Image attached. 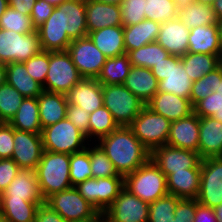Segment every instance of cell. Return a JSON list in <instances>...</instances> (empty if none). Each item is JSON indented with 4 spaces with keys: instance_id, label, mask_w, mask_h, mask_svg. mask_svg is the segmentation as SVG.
I'll return each instance as SVG.
<instances>
[{
    "instance_id": "cell-10",
    "label": "cell",
    "mask_w": 222,
    "mask_h": 222,
    "mask_svg": "<svg viewBox=\"0 0 222 222\" xmlns=\"http://www.w3.org/2000/svg\"><path fill=\"white\" fill-rule=\"evenodd\" d=\"M81 79L67 51L49 52V68L43 91L66 94Z\"/></svg>"
},
{
    "instance_id": "cell-45",
    "label": "cell",
    "mask_w": 222,
    "mask_h": 222,
    "mask_svg": "<svg viewBox=\"0 0 222 222\" xmlns=\"http://www.w3.org/2000/svg\"><path fill=\"white\" fill-rule=\"evenodd\" d=\"M89 151L84 150L70 154V180L72 187L92 178Z\"/></svg>"
},
{
    "instance_id": "cell-5",
    "label": "cell",
    "mask_w": 222,
    "mask_h": 222,
    "mask_svg": "<svg viewBox=\"0 0 222 222\" xmlns=\"http://www.w3.org/2000/svg\"><path fill=\"white\" fill-rule=\"evenodd\" d=\"M104 106L118 126L128 127L146 105L123 84L102 85Z\"/></svg>"
},
{
    "instance_id": "cell-25",
    "label": "cell",
    "mask_w": 222,
    "mask_h": 222,
    "mask_svg": "<svg viewBox=\"0 0 222 222\" xmlns=\"http://www.w3.org/2000/svg\"><path fill=\"white\" fill-rule=\"evenodd\" d=\"M200 179L201 168L173 171L166 177L168 193L181 199H196L200 189Z\"/></svg>"
},
{
    "instance_id": "cell-18",
    "label": "cell",
    "mask_w": 222,
    "mask_h": 222,
    "mask_svg": "<svg viewBox=\"0 0 222 222\" xmlns=\"http://www.w3.org/2000/svg\"><path fill=\"white\" fill-rule=\"evenodd\" d=\"M65 95L68 104L80 106L88 113L104 106L102 84L96 79L82 78Z\"/></svg>"
},
{
    "instance_id": "cell-23",
    "label": "cell",
    "mask_w": 222,
    "mask_h": 222,
    "mask_svg": "<svg viewBox=\"0 0 222 222\" xmlns=\"http://www.w3.org/2000/svg\"><path fill=\"white\" fill-rule=\"evenodd\" d=\"M88 34L105 27L120 26V5L85 0Z\"/></svg>"
},
{
    "instance_id": "cell-36",
    "label": "cell",
    "mask_w": 222,
    "mask_h": 222,
    "mask_svg": "<svg viewBox=\"0 0 222 222\" xmlns=\"http://www.w3.org/2000/svg\"><path fill=\"white\" fill-rule=\"evenodd\" d=\"M127 54L132 66L149 69L170 55L157 41L151 42L136 50H131Z\"/></svg>"
},
{
    "instance_id": "cell-35",
    "label": "cell",
    "mask_w": 222,
    "mask_h": 222,
    "mask_svg": "<svg viewBox=\"0 0 222 222\" xmlns=\"http://www.w3.org/2000/svg\"><path fill=\"white\" fill-rule=\"evenodd\" d=\"M180 59L192 82L212 72L218 67L220 61L217 55L191 52H187Z\"/></svg>"
},
{
    "instance_id": "cell-6",
    "label": "cell",
    "mask_w": 222,
    "mask_h": 222,
    "mask_svg": "<svg viewBox=\"0 0 222 222\" xmlns=\"http://www.w3.org/2000/svg\"><path fill=\"white\" fill-rule=\"evenodd\" d=\"M44 202L67 222H92L101 215L75 187L55 193Z\"/></svg>"
},
{
    "instance_id": "cell-62",
    "label": "cell",
    "mask_w": 222,
    "mask_h": 222,
    "mask_svg": "<svg viewBox=\"0 0 222 222\" xmlns=\"http://www.w3.org/2000/svg\"><path fill=\"white\" fill-rule=\"evenodd\" d=\"M8 7H9L8 0H0V17L3 15V13Z\"/></svg>"
},
{
    "instance_id": "cell-46",
    "label": "cell",
    "mask_w": 222,
    "mask_h": 222,
    "mask_svg": "<svg viewBox=\"0 0 222 222\" xmlns=\"http://www.w3.org/2000/svg\"><path fill=\"white\" fill-rule=\"evenodd\" d=\"M194 113L199 117H212L222 123V94L212 92L194 106Z\"/></svg>"
},
{
    "instance_id": "cell-40",
    "label": "cell",
    "mask_w": 222,
    "mask_h": 222,
    "mask_svg": "<svg viewBox=\"0 0 222 222\" xmlns=\"http://www.w3.org/2000/svg\"><path fill=\"white\" fill-rule=\"evenodd\" d=\"M89 137L96 136L95 139H100L103 136L109 135L119 126L115 122L111 113L105 106H102L90 113L89 117Z\"/></svg>"
},
{
    "instance_id": "cell-39",
    "label": "cell",
    "mask_w": 222,
    "mask_h": 222,
    "mask_svg": "<svg viewBox=\"0 0 222 222\" xmlns=\"http://www.w3.org/2000/svg\"><path fill=\"white\" fill-rule=\"evenodd\" d=\"M222 80V72L218 66L212 72L203 75L199 80L193 82L190 102L193 107L200 101L205 99L212 92H216L217 86Z\"/></svg>"
},
{
    "instance_id": "cell-52",
    "label": "cell",
    "mask_w": 222,
    "mask_h": 222,
    "mask_svg": "<svg viewBox=\"0 0 222 222\" xmlns=\"http://www.w3.org/2000/svg\"><path fill=\"white\" fill-rule=\"evenodd\" d=\"M195 213L196 199H180L175 210L173 222H193Z\"/></svg>"
},
{
    "instance_id": "cell-26",
    "label": "cell",
    "mask_w": 222,
    "mask_h": 222,
    "mask_svg": "<svg viewBox=\"0 0 222 222\" xmlns=\"http://www.w3.org/2000/svg\"><path fill=\"white\" fill-rule=\"evenodd\" d=\"M159 81L151 69L132 66L123 85L147 104L158 92Z\"/></svg>"
},
{
    "instance_id": "cell-38",
    "label": "cell",
    "mask_w": 222,
    "mask_h": 222,
    "mask_svg": "<svg viewBox=\"0 0 222 222\" xmlns=\"http://www.w3.org/2000/svg\"><path fill=\"white\" fill-rule=\"evenodd\" d=\"M23 97L17 89L5 83L0 86V122L9 123L22 104Z\"/></svg>"
},
{
    "instance_id": "cell-64",
    "label": "cell",
    "mask_w": 222,
    "mask_h": 222,
    "mask_svg": "<svg viewBox=\"0 0 222 222\" xmlns=\"http://www.w3.org/2000/svg\"><path fill=\"white\" fill-rule=\"evenodd\" d=\"M217 26H218V33H219L220 43H221V46H222V19L218 21Z\"/></svg>"
},
{
    "instance_id": "cell-31",
    "label": "cell",
    "mask_w": 222,
    "mask_h": 222,
    "mask_svg": "<svg viewBox=\"0 0 222 222\" xmlns=\"http://www.w3.org/2000/svg\"><path fill=\"white\" fill-rule=\"evenodd\" d=\"M160 26V23L145 19L138 24L123 27L126 53L157 41Z\"/></svg>"
},
{
    "instance_id": "cell-20",
    "label": "cell",
    "mask_w": 222,
    "mask_h": 222,
    "mask_svg": "<svg viewBox=\"0 0 222 222\" xmlns=\"http://www.w3.org/2000/svg\"><path fill=\"white\" fill-rule=\"evenodd\" d=\"M146 106L170 122L180 120L194 112L189 99L163 91H158Z\"/></svg>"
},
{
    "instance_id": "cell-27",
    "label": "cell",
    "mask_w": 222,
    "mask_h": 222,
    "mask_svg": "<svg viewBox=\"0 0 222 222\" xmlns=\"http://www.w3.org/2000/svg\"><path fill=\"white\" fill-rule=\"evenodd\" d=\"M192 85L180 57L170 55V72L164 80L159 81L158 91L189 99Z\"/></svg>"
},
{
    "instance_id": "cell-61",
    "label": "cell",
    "mask_w": 222,
    "mask_h": 222,
    "mask_svg": "<svg viewBox=\"0 0 222 222\" xmlns=\"http://www.w3.org/2000/svg\"><path fill=\"white\" fill-rule=\"evenodd\" d=\"M88 1H96L112 5H121V3L123 2V0H88Z\"/></svg>"
},
{
    "instance_id": "cell-12",
    "label": "cell",
    "mask_w": 222,
    "mask_h": 222,
    "mask_svg": "<svg viewBox=\"0 0 222 222\" xmlns=\"http://www.w3.org/2000/svg\"><path fill=\"white\" fill-rule=\"evenodd\" d=\"M67 52L82 78L97 79L107 59L89 36L72 40Z\"/></svg>"
},
{
    "instance_id": "cell-29",
    "label": "cell",
    "mask_w": 222,
    "mask_h": 222,
    "mask_svg": "<svg viewBox=\"0 0 222 222\" xmlns=\"http://www.w3.org/2000/svg\"><path fill=\"white\" fill-rule=\"evenodd\" d=\"M88 36L107 58L126 53L122 25L105 27L97 31H92Z\"/></svg>"
},
{
    "instance_id": "cell-58",
    "label": "cell",
    "mask_w": 222,
    "mask_h": 222,
    "mask_svg": "<svg viewBox=\"0 0 222 222\" xmlns=\"http://www.w3.org/2000/svg\"><path fill=\"white\" fill-rule=\"evenodd\" d=\"M178 12L186 9L189 5H191L192 3H195L196 0H173Z\"/></svg>"
},
{
    "instance_id": "cell-24",
    "label": "cell",
    "mask_w": 222,
    "mask_h": 222,
    "mask_svg": "<svg viewBox=\"0 0 222 222\" xmlns=\"http://www.w3.org/2000/svg\"><path fill=\"white\" fill-rule=\"evenodd\" d=\"M188 51L191 53H204L222 57L217 24L197 26L190 29L188 37Z\"/></svg>"
},
{
    "instance_id": "cell-28",
    "label": "cell",
    "mask_w": 222,
    "mask_h": 222,
    "mask_svg": "<svg viewBox=\"0 0 222 222\" xmlns=\"http://www.w3.org/2000/svg\"><path fill=\"white\" fill-rule=\"evenodd\" d=\"M37 101L42 129L66 118L68 102L65 94L43 91Z\"/></svg>"
},
{
    "instance_id": "cell-30",
    "label": "cell",
    "mask_w": 222,
    "mask_h": 222,
    "mask_svg": "<svg viewBox=\"0 0 222 222\" xmlns=\"http://www.w3.org/2000/svg\"><path fill=\"white\" fill-rule=\"evenodd\" d=\"M6 83L23 97L37 98L43 92L42 85L30 76L22 62L6 64Z\"/></svg>"
},
{
    "instance_id": "cell-42",
    "label": "cell",
    "mask_w": 222,
    "mask_h": 222,
    "mask_svg": "<svg viewBox=\"0 0 222 222\" xmlns=\"http://www.w3.org/2000/svg\"><path fill=\"white\" fill-rule=\"evenodd\" d=\"M144 11L146 19L160 24L178 17V10L173 0H145Z\"/></svg>"
},
{
    "instance_id": "cell-17",
    "label": "cell",
    "mask_w": 222,
    "mask_h": 222,
    "mask_svg": "<svg viewBox=\"0 0 222 222\" xmlns=\"http://www.w3.org/2000/svg\"><path fill=\"white\" fill-rule=\"evenodd\" d=\"M200 118L193 112L171 122L167 145L198 152Z\"/></svg>"
},
{
    "instance_id": "cell-8",
    "label": "cell",
    "mask_w": 222,
    "mask_h": 222,
    "mask_svg": "<svg viewBox=\"0 0 222 222\" xmlns=\"http://www.w3.org/2000/svg\"><path fill=\"white\" fill-rule=\"evenodd\" d=\"M171 122L146 105L129 126L134 135L151 152L167 144Z\"/></svg>"
},
{
    "instance_id": "cell-32",
    "label": "cell",
    "mask_w": 222,
    "mask_h": 222,
    "mask_svg": "<svg viewBox=\"0 0 222 222\" xmlns=\"http://www.w3.org/2000/svg\"><path fill=\"white\" fill-rule=\"evenodd\" d=\"M9 124L17 130L41 134L42 128L37 98L25 97Z\"/></svg>"
},
{
    "instance_id": "cell-59",
    "label": "cell",
    "mask_w": 222,
    "mask_h": 222,
    "mask_svg": "<svg viewBox=\"0 0 222 222\" xmlns=\"http://www.w3.org/2000/svg\"><path fill=\"white\" fill-rule=\"evenodd\" d=\"M212 8L215 12L216 18L217 20H221L222 19V0H215Z\"/></svg>"
},
{
    "instance_id": "cell-49",
    "label": "cell",
    "mask_w": 222,
    "mask_h": 222,
    "mask_svg": "<svg viewBox=\"0 0 222 222\" xmlns=\"http://www.w3.org/2000/svg\"><path fill=\"white\" fill-rule=\"evenodd\" d=\"M90 113L81 109L80 106L68 104L66 118L82 133L89 138V118Z\"/></svg>"
},
{
    "instance_id": "cell-70",
    "label": "cell",
    "mask_w": 222,
    "mask_h": 222,
    "mask_svg": "<svg viewBox=\"0 0 222 222\" xmlns=\"http://www.w3.org/2000/svg\"><path fill=\"white\" fill-rule=\"evenodd\" d=\"M221 69V72H222V57L220 58V61H219V65H218Z\"/></svg>"
},
{
    "instance_id": "cell-53",
    "label": "cell",
    "mask_w": 222,
    "mask_h": 222,
    "mask_svg": "<svg viewBox=\"0 0 222 222\" xmlns=\"http://www.w3.org/2000/svg\"><path fill=\"white\" fill-rule=\"evenodd\" d=\"M55 6L45 0H37L30 15L33 26L37 29L45 23Z\"/></svg>"
},
{
    "instance_id": "cell-3",
    "label": "cell",
    "mask_w": 222,
    "mask_h": 222,
    "mask_svg": "<svg viewBox=\"0 0 222 222\" xmlns=\"http://www.w3.org/2000/svg\"><path fill=\"white\" fill-rule=\"evenodd\" d=\"M34 172L44 201L51 195L72 187L69 175L70 154L44 150Z\"/></svg>"
},
{
    "instance_id": "cell-7",
    "label": "cell",
    "mask_w": 222,
    "mask_h": 222,
    "mask_svg": "<svg viewBox=\"0 0 222 222\" xmlns=\"http://www.w3.org/2000/svg\"><path fill=\"white\" fill-rule=\"evenodd\" d=\"M41 137L45 151L72 154L87 148L86 135L67 118L43 128Z\"/></svg>"
},
{
    "instance_id": "cell-15",
    "label": "cell",
    "mask_w": 222,
    "mask_h": 222,
    "mask_svg": "<svg viewBox=\"0 0 222 222\" xmlns=\"http://www.w3.org/2000/svg\"><path fill=\"white\" fill-rule=\"evenodd\" d=\"M102 215L109 222H148L149 204L124 187Z\"/></svg>"
},
{
    "instance_id": "cell-21",
    "label": "cell",
    "mask_w": 222,
    "mask_h": 222,
    "mask_svg": "<svg viewBox=\"0 0 222 222\" xmlns=\"http://www.w3.org/2000/svg\"><path fill=\"white\" fill-rule=\"evenodd\" d=\"M0 199H23L30 202H44L39 191L35 172L31 169H21L6 190L0 194Z\"/></svg>"
},
{
    "instance_id": "cell-16",
    "label": "cell",
    "mask_w": 222,
    "mask_h": 222,
    "mask_svg": "<svg viewBox=\"0 0 222 222\" xmlns=\"http://www.w3.org/2000/svg\"><path fill=\"white\" fill-rule=\"evenodd\" d=\"M13 161L21 169L35 170L43 154L41 134L14 129Z\"/></svg>"
},
{
    "instance_id": "cell-60",
    "label": "cell",
    "mask_w": 222,
    "mask_h": 222,
    "mask_svg": "<svg viewBox=\"0 0 222 222\" xmlns=\"http://www.w3.org/2000/svg\"><path fill=\"white\" fill-rule=\"evenodd\" d=\"M6 83V64L0 63V86Z\"/></svg>"
},
{
    "instance_id": "cell-69",
    "label": "cell",
    "mask_w": 222,
    "mask_h": 222,
    "mask_svg": "<svg viewBox=\"0 0 222 222\" xmlns=\"http://www.w3.org/2000/svg\"><path fill=\"white\" fill-rule=\"evenodd\" d=\"M0 222H6L5 218L3 217L1 211H0Z\"/></svg>"
},
{
    "instance_id": "cell-63",
    "label": "cell",
    "mask_w": 222,
    "mask_h": 222,
    "mask_svg": "<svg viewBox=\"0 0 222 222\" xmlns=\"http://www.w3.org/2000/svg\"><path fill=\"white\" fill-rule=\"evenodd\" d=\"M219 222H222V204L214 209Z\"/></svg>"
},
{
    "instance_id": "cell-55",
    "label": "cell",
    "mask_w": 222,
    "mask_h": 222,
    "mask_svg": "<svg viewBox=\"0 0 222 222\" xmlns=\"http://www.w3.org/2000/svg\"><path fill=\"white\" fill-rule=\"evenodd\" d=\"M193 222H219L215 210L199 204L196 200V213Z\"/></svg>"
},
{
    "instance_id": "cell-54",
    "label": "cell",
    "mask_w": 222,
    "mask_h": 222,
    "mask_svg": "<svg viewBox=\"0 0 222 222\" xmlns=\"http://www.w3.org/2000/svg\"><path fill=\"white\" fill-rule=\"evenodd\" d=\"M34 222H67L45 202L39 205Z\"/></svg>"
},
{
    "instance_id": "cell-65",
    "label": "cell",
    "mask_w": 222,
    "mask_h": 222,
    "mask_svg": "<svg viewBox=\"0 0 222 222\" xmlns=\"http://www.w3.org/2000/svg\"><path fill=\"white\" fill-rule=\"evenodd\" d=\"M47 1L48 3L54 5V6H58V5H61L62 3H64L65 1L67 0H45Z\"/></svg>"
},
{
    "instance_id": "cell-9",
    "label": "cell",
    "mask_w": 222,
    "mask_h": 222,
    "mask_svg": "<svg viewBox=\"0 0 222 222\" xmlns=\"http://www.w3.org/2000/svg\"><path fill=\"white\" fill-rule=\"evenodd\" d=\"M41 51L37 30L29 34H21L0 29V63H23Z\"/></svg>"
},
{
    "instance_id": "cell-4",
    "label": "cell",
    "mask_w": 222,
    "mask_h": 222,
    "mask_svg": "<svg viewBox=\"0 0 222 222\" xmlns=\"http://www.w3.org/2000/svg\"><path fill=\"white\" fill-rule=\"evenodd\" d=\"M124 187L148 204L169 194L166 176L151 158L124 177Z\"/></svg>"
},
{
    "instance_id": "cell-68",
    "label": "cell",
    "mask_w": 222,
    "mask_h": 222,
    "mask_svg": "<svg viewBox=\"0 0 222 222\" xmlns=\"http://www.w3.org/2000/svg\"><path fill=\"white\" fill-rule=\"evenodd\" d=\"M216 92H219V93L222 94V80H221V82L219 83V85L217 86Z\"/></svg>"
},
{
    "instance_id": "cell-33",
    "label": "cell",
    "mask_w": 222,
    "mask_h": 222,
    "mask_svg": "<svg viewBox=\"0 0 222 222\" xmlns=\"http://www.w3.org/2000/svg\"><path fill=\"white\" fill-rule=\"evenodd\" d=\"M42 203L23 199H0V211L7 222H34L37 209Z\"/></svg>"
},
{
    "instance_id": "cell-43",
    "label": "cell",
    "mask_w": 222,
    "mask_h": 222,
    "mask_svg": "<svg viewBox=\"0 0 222 222\" xmlns=\"http://www.w3.org/2000/svg\"><path fill=\"white\" fill-rule=\"evenodd\" d=\"M0 29L12 30L21 34H29L36 31L29 15H25L11 7H8L0 17Z\"/></svg>"
},
{
    "instance_id": "cell-34",
    "label": "cell",
    "mask_w": 222,
    "mask_h": 222,
    "mask_svg": "<svg viewBox=\"0 0 222 222\" xmlns=\"http://www.w3.org/2000/svg\"><path fill=\"white\" fill-rule=\"evenodd\" d=\"M131 67L127 53L107 58L96 80L102 85L123 84Z\"/></svg>"
},
{
    "instance_id": "cell-41",
    "label": "cell",
    "mask_w": 222,
    "mask_h": 222,
    "mask_svg": "<svg viewBox=\"0 0 222 222\" xmlns=\"http://www.w3.org/2000/svg\"><path fill=\"white\" fill-rule=\"evenodd\" d=\"M180 199L168 194L150 203L148 222H173L175 210Z\"/></svg>"
},
{
    "instance_id": "cell-19",
    "label": "cell",
    "mask_w": 222,
    "mask_h": 222,
    "mask_svg": "<svg viewBox=\"0 0 222 222\" xmlns=\"http://www.w3.org/2000/svg\"><path fill=\"white\" fill-rule=\"evenodd\" d=\"M190 29L178 18L161 23L157 42L170 54L182 57L188 51Z\"/></svg>"
},
{
    "instance_id": "cell-66",
    "label": "cell",
    "mask_w": 222,
    "mask_h": 222,
    "mask_svg": "<svg viewBox=\"0 0 222 222\" xmlns=\"http://www.w3.org/2000/svg\"><path fill=\"white\" fill-rule=\"evenodd\" d=\"M215 0H196L197 3L212 6Z\"/></svg>"
},
{
    "instance_id": "cell-47",
    "label": "cell",
    "mask_w": 222,
    "mask_h": 222,
    "mask_svg": "<svg viewBox=\"0 0 222 222\" xmlns=\"http://www.w3.org/2000/svg\"><path fill=\"white\" fill-rule=\"evenodd\" d=\"M145 0H123L120 5L121 23L128 27L146 19Z\"/></svg>"
},
{
    "instance_id": "cell-1",
    "label": "cell",
    "mask_w": 222,
    "mask_h": 222,
    "mask_svg": "<svg viewBox=\"0 0 222 222\" xmlns=\"http://www.w3.org/2000/svg\"><path fill=\"white\" fill-rule=\"evenodd\" d=\"M36 30L42 51H67L72 40L88 36L85 0H67L55 6Z\"/></svg>"
},
{
    "instance_id": "cell-2",
    "label": "cell",
    "mask_w": 222,
    "mask_h": 222,
    "mask_svg": "<svg viewBox=\"0 0 222 222\" xmlns=\"http://www.w3.org/2000/svg\"><path fill=\"white\" fill-rule=\"evenodd\" d=\"M97 141L113 163L117 173L124 177L146 163L151 156V152L134 135L129 126H119Z\"/></svg>"
},
{
    "instance_id": "cell-51",
    "label": "cell",
    "mask_w": 222,
    "mask_h": 222,
    "mask_svg": "<svg viewBox=\"0 0 222 222\" xmlns=\"http://www.w3.org/2000/svg\"><path fill=\"white\" fill-rule=\"evenodd\" d=\"M21 168L11 158L0 159V194L9 186Z\"/></svg>"
},
{
    "instance_id": "cell-56",
    "label": "cell",
    "mask_w": 222,
    "mask_h": 222,
    "mask_svg": "<svg viewBox=\"0 0 222 222\" xmlns=\"http://www.w3.org/2000/svg\"><path fill=\"white\" fill-rule=\"evenodd\" d=\"M36 1L37 0H8V3L9 7L30 16Z\"/></svg>"
},
{
    "instance_id": "cell-48",
    "label": "cell",
    "mask_w": 222,
    "mask_h": 222,
    "mask_svg": "<svg viewBox=\"0 0 222 222\" xmlns=\"http://www.w3.org/2000/svg\"><path fill=\"white\" fill-rule=\"evenodd\" d=\"M23 63L30 76L43 86L49 68V52L41 51Z\"/></svg>"
},
{
    "instance_id": "cell-37",
    "label": "cell",
    "mask_w": 222,
    "mask_h": 222,
    "mask_svg": "<svg viewBox=\"0 0 222 222\" xmlns=\"http://www.w3.org/2000/svg\"><path fill=\"white\" fill-rule=\"evenodd\" d=\"M178 18L189 28L217 24L215 12L210 5L192 3L186 9L178 12Z\"/></svg>"
},
{
    "instance_id": "cell-11",
    "label": "cell",
    "mask_w": 222,
    "mask_h": 222,
    "mask_svg": "<svg viewBox=\"0 0 222 222\" xmlns=\"http://www.w3.org/2000/svg\"><path fill=\"white\" fill-rule=\"evenodd\" d=\"M75 188L100 214H103L124 188V176L88 178Z\"/></svg>"
},
{
    "instance_id": "cell-67",
    "label": "cell",
    "mask_w": 222,
    "mask_h": 222,
    "mask_svg": "<svg viewBox=\"0 0 222 222\" xmlns=\"http://www.w3.org/2000/svg\"><path fill=\"white\" fill-rule=\"evenodd\" d=\"M92 222H109L102 214Z\"/></svg>"
},
{
    "instance_id": "cell-13",
    "label": "cell",
    "mask_w": 222,
    "mask_h": 222,
    "mask_svg": "<svg viewBox=\"0 0 222 222\" xmlns=\"http://www.w3.org/2000/svg\"><path fill=\"white\" fill-rule=\"evenodd\" d=\"M196 200L213 209L222 204V157L202 160L200 189Z\"/></svg>"
},
{
    "instance_id": "cell-50",
    "label": "cell",
    "mask_w": 222,
    "mask_h": 222,
    "mask_svg": "<svg viewBox=\"0 0 222 222\" xmlns=\"http://www.w3.org/2000/svg\"><path fill=\"white\" fill-rule=\"evenodd\" d=\"M14 128L5 122L0 123V159L12 158L14 149Z\"/></svg>"
},
{
    "instance_id": "cell-44",
    "label": "cell",
    "mask_w": 222,
    "mask_h": 222,
    "mask_svg": "<svg viewBox=\"0 0 222 222\" xmlns=\"http://www.w3.org/2000/svg\"><path fill=\"white\" fill-rule=\"evenodd\" d=\"M89 151V158L91 164L92 178H107L119 175L107 157L106 152L99 145H95L93 148H86Z\"/></svg>"
},
{
    "instance_id": "cell-14",
    "label": "cell",
    "mask_w": 222,
    "mask_h": 222,
    "mask_svg": "<svg viewBox=\"0 0 222 222\" xmlns=\"http://www.w3.org/2000/svg\"><path fill=\"white\" fill-rule=\"evenodd\" d=\"M150 158L167 177L173 171H185L190 168H201L202 159L198 152L163 145L151 151Z\"/></svg>"
},
{
    "instance_id": "cell-57",
    "label": "cell",
    "mask_w": 222,
    "mask_h": 222,
    "mask_svg": "<svg viewBox=\"0 0 222 222\" xmlns=\"http://www.w3.org/2000/svg\"><path fill=\"white\" fill-rule=\"evenodd\" d=\"M151 72L158 81L164 80L170 72V55L151 68Z\"/></svg>"
},
{
    "instance_id": "cell-22",
    "label": "cell",
    "mask_w": 222,
    "mask_h": 222,
    "mask_svg": "<svg viewBox=\"0 0 222 222\" xmlns=\"http://www.w3.org/2000/svg\"><path fill=\"white\" fill-rule=\"evenodd\" d=\"M198 153L202 160L222 157V123L212 117L200 118Z\"/></svg>"
}]
</instances>
